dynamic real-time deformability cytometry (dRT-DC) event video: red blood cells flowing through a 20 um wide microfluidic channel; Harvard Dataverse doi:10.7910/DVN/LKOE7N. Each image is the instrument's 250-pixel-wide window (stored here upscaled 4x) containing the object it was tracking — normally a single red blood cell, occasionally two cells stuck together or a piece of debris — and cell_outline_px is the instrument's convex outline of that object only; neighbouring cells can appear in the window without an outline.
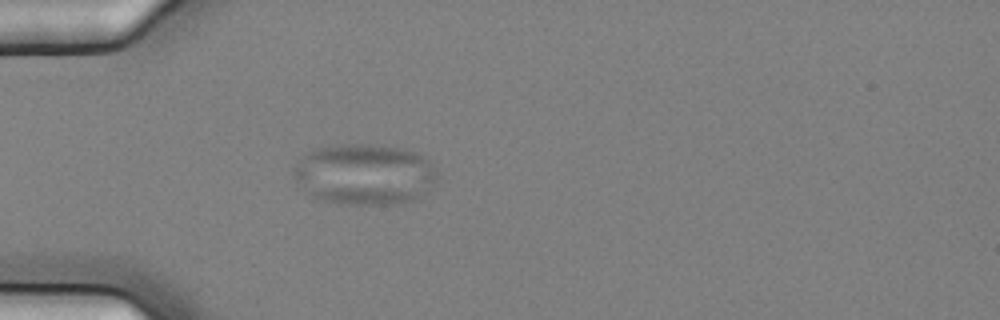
{"species": "common noctule bat (a hibernating species)", "species_latin": "Nyctalus noctula", "temperature_condition": "cold", "stored_images_in_passage": 41, "camera_frame_rate_fps": 3000, "um_per_image_px": 0.085, "animal": {"sex": "female", "body_mass_g": 25.1}, "frame": {"image": 1, "passage_image": 1, "time_ms": 0.0, "image_size_px": [1000, 320], "cell_outline_px": [[436, 172], [432, 180], [424, 192], [416, 200], [392, 204], [344, 204], [324, 200], [312, 196], [308, 192], [292, 172], [300, 160], [304, 156], [316, 148], [340, 144], [368, 144], [404, 148], [416, 152], [428, 160], [432, 164]], "centroid_in_image_um": [30.99, 14.8], "position_along_channel_um": 54.0, "area_um2": 50.11}}
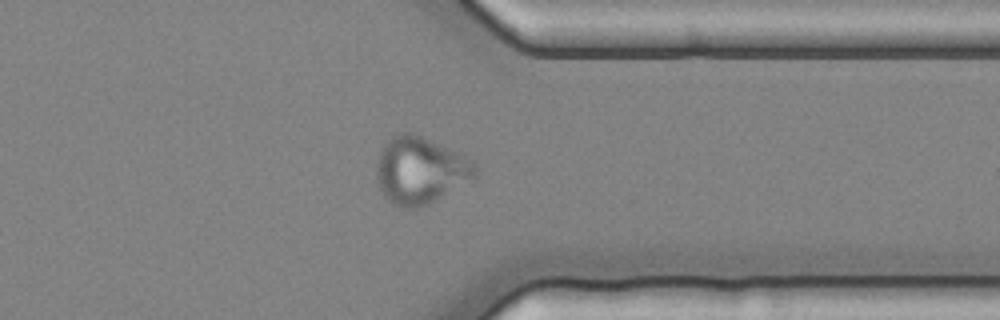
{"frame": {"image": 2, "passage_image": 29, "time_ms": 9.333, "image_size_px": [1000, 320], "cell_outline_px": [[476, 176], [428, 204], [416, 208], [400, 208], [392, 204], [388, 200], [380, 188], [376, 176], [376, 156], [388, 140], [392, 136], [400, 132], [408, 132], [420, 136], [448, 148], [472, 160], [476, 164]], "centroid_in_image_um": [35.67, 14.48], "position_along_channel_um": 375.7, "area_um2": 38.09}}
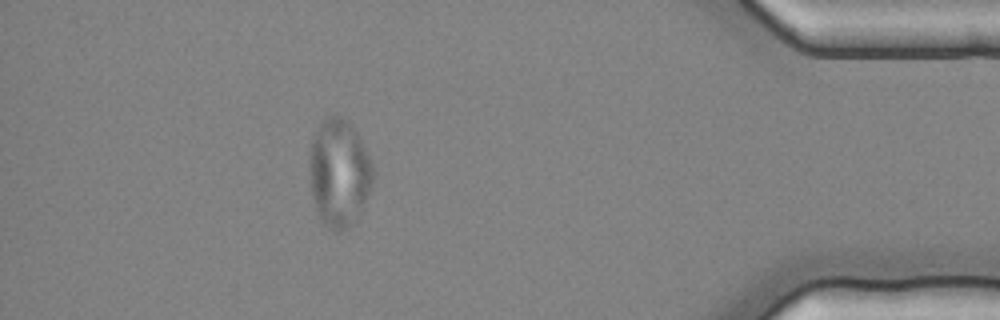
{"frame": {"image": 3, "passage_image": 35, "time_ms": 11.333, "image_size_px": [1000, 320], "cell_outline_px": [[372, 180], [368, 192], [360, 212], [348, 228], [340, 232], [328, 228], [324, 224], [316, 208], [312, 196], [308, 168], [308, 160], [312, 136], [324, 116], [340, 116], [348, 120], [356, 132], [372, 164]], "centroid_in_image_um": [28.77, 14.66], "position_along_channel_um": 406.4, "area_um2": 39.65}}